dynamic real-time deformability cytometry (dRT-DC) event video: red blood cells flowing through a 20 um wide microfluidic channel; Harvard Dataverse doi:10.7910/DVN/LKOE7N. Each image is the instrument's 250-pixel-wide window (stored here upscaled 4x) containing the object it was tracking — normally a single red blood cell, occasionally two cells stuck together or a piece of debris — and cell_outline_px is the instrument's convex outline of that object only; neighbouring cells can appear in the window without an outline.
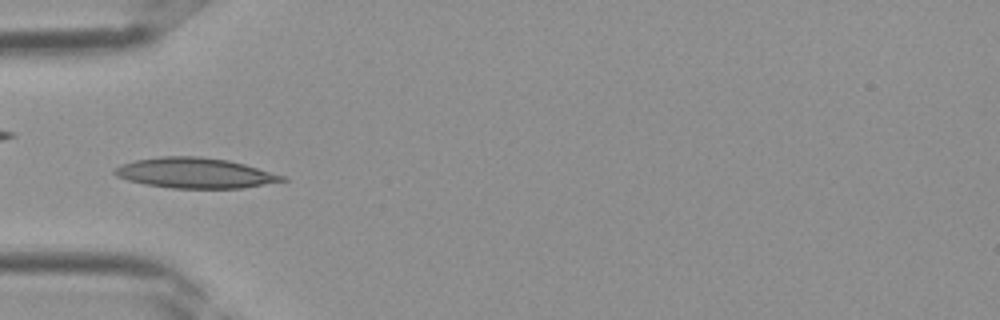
{"species": "Egyptian fruit bat (a non-hibernating species)", "species_latin": "Rousettus aegyptiacus", "temperature_condition": "room temperature", "stored_images_in_passage": 35, "camera_frame_rate_fps": 3000, "um_per_image_px": 0.085, "frame": {"image": 1, "passage_image": 11, "time_ms": 3.333, "image_size_px": [1000, 320], "cell_outline_px": [[288, 180], [240, 188], [172, 188], [148, 184], [128, 180], [116, 176], [112, 172], [120, 164], [136, 160], [160, 156], [200, 156], [228, 160], [244, 164], [288, 176]], "centroid_in_image_um": [16.6, 14.69], "position_along_channel_um": 68.4, "area_um2": 29.54}}
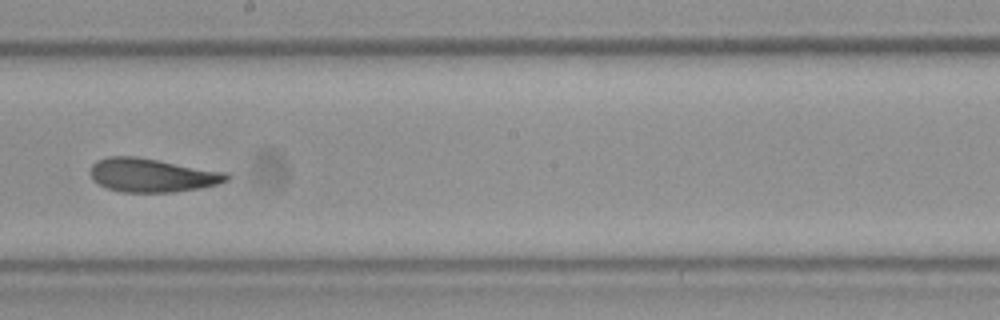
{"frame": {"image": 2, "passage_image": 20, "time_ms": 6.333, "image_size_px": [1000, 320], "cell_outline_px": [[232, 176], [228, 180], [216, 184], [200, 188], [172, 192], [124, 192], [108, 188], [92, 180], [88, 172], [92, 164], [96, 160], [108, 156], [136, 156], [228, 172]], "centroid_in_image_um": [12.91, 14.88], "position_along_channel_um": 235.3, "area_um2": 26.93}}
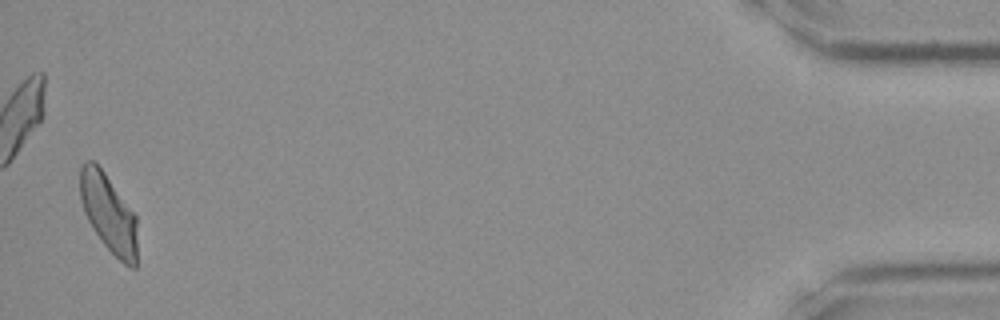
{"frame": {"image": 3, "passage_image": 35, "time_ms": 11.333, "image_size_px": [1000, 320], "cell_outline_px": [[136, 268], [128, 268], [100, 240], [92, 228], [84, 212], [80, 200], [80, 164], [84, 160], [92, 160], [104, 172], [136, 216]], "centroid_in_image_um": [9.2, 18.12], "position_along_channel_um": 426.0, "area_um2": 25.89}}